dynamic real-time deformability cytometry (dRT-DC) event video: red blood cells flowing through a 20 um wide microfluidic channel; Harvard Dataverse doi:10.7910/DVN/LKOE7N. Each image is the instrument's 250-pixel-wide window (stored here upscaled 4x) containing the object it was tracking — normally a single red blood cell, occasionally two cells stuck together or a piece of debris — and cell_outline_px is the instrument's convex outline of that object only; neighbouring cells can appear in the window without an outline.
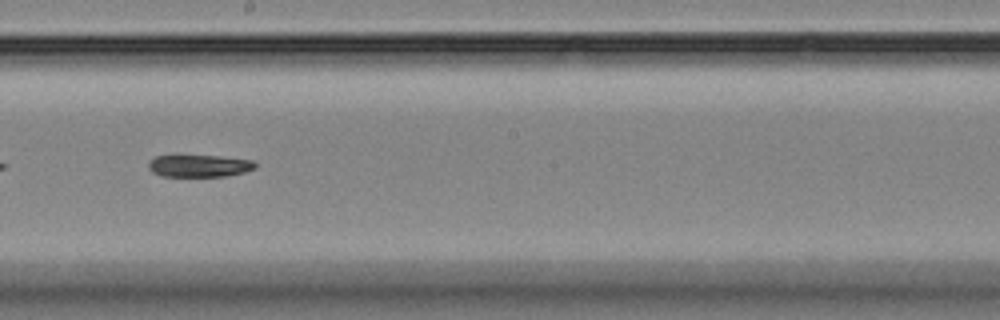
{"species": "Egyptian fruit bat (a non-hibernating species)", "species_latin": "Rousettus aegyptiacus", "temperature_condition": "room temperature", "stored_images_in_passage": 10, "camera_frame_rate_fps": 3000, "um_per_image_px": 0.085, "animal": {"sex": "female"}, "frame": {"image": 1, "passage_image": 9, "time_ms": 10.0, "image_size_px": [1000, 320], "cell_outline_px": [[256, 168], [244, 172], [224, 176], [160, 176], [152, 172], [148, 168], [148, 164], [156, 156], [176, 152], [220, 156], [252, 160], [256, 164]], "centroid_in_image_um": [16.86, 14.04], "position_along_channel_um": 231.3, "area_um2": 14.57}}
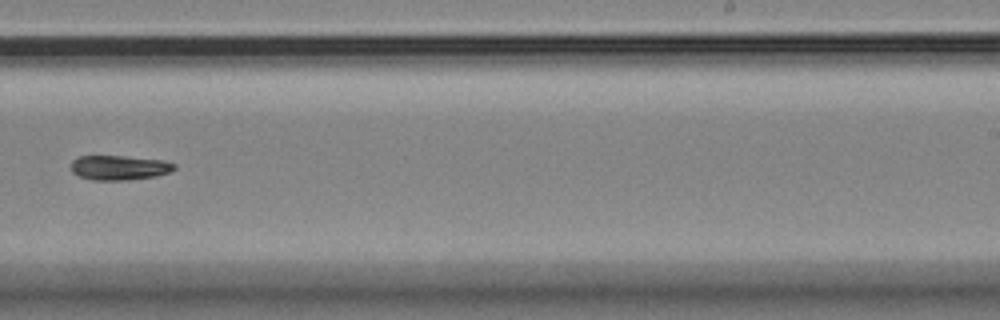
{"frame": {"image": 2, "passage_image": 10, "time_ms": 11.333, "image_size_px": [1000, 320], "cell_outline_px": [[176, 168], [168, 172], [156, 176], [124, 180], [92, 180], [80, 176], [72, 172], [72, 160], [80, 156], [124, 156], [164, 160], [176, 164]], "centroid_in_image_um": [10.15, 14.24], "position_along_channel_um": 278.9, "area_um2": 14.74}}